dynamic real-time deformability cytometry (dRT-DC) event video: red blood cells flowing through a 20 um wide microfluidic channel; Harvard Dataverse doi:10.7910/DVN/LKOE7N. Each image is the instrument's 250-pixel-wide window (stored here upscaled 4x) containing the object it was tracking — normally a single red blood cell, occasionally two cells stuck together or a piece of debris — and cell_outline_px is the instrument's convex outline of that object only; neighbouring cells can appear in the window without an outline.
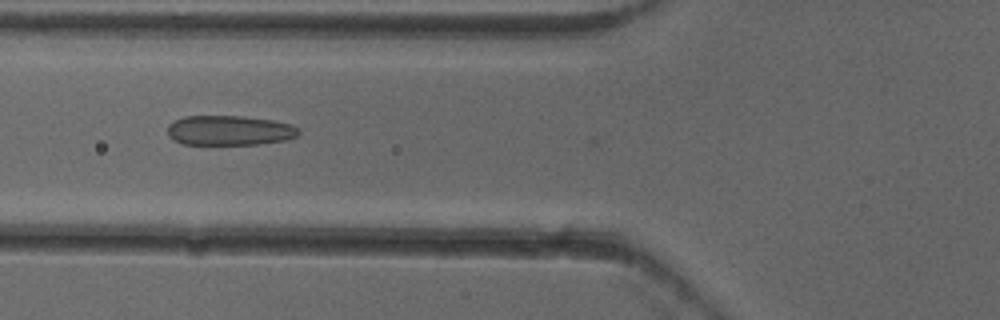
{"species": "common noctule bat (a hibernating species)", "species_latin": "Nyctalus noctula", "temperature_condition": "cold", "stored_images_in_passage": 46, "camera_frame_rate_fps": 3000, "um_per_image_px": 0.085, "animal": {"sex": "female"}, "frame": {"image": 1, "passage_image": 14, "time_ms": 4.333, "image_size_px": [1000, 320], "cell_outline_px": [[300, 132], [296, 136], [288, 140], [260, 144], [184, 144], [168, 136], [168, 124], [184, 116], [240, 116], [272, 120], [292, 124]], "centroid_in_image_um": [19.52, 11.08], "position_along_channel_um": 106.3, "area_um2": 22.72}}
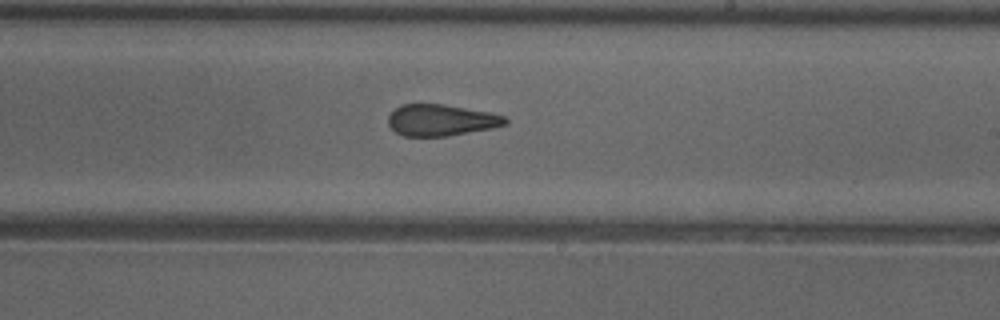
{"frame": {"image": 2, "passage_image": 25, "time_ms": 8.0, "image_size_px": [1000, 320], "cell_outline_px": [[508, 124], [492, 128], [448, 136], [404, 136], [396, 132], [388, 124], [388, 116], [396, 108], [404, 104], [444, 104], [488, 112], [504, 116], [508, 120]], "centroid_in_image_um": [37.5, 10.21], "position_along_channel_um": 251.5, "area_um2": 21.33}}
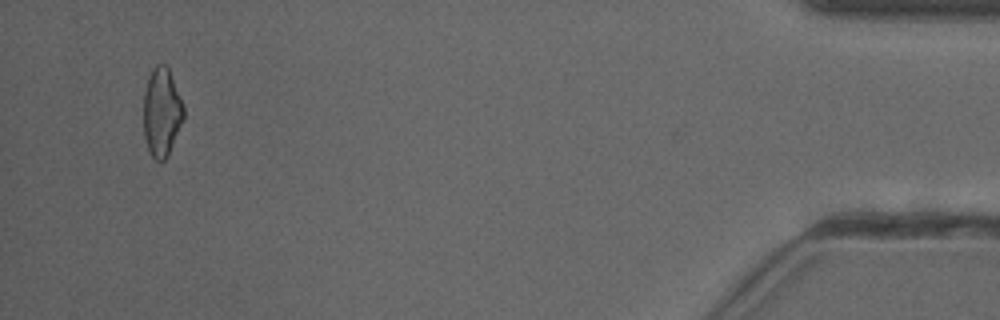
{"frame": {"image": 3, "passage_image": 44, "time_ms": 14.333, "image_size_px": [1000, 320], "cell_outline_px": [[184, 120], [168, 156], [164, 160], [156, 160], [152, 156], [148, 148], [144, 136], [144, 92], [148, 76], [152, 68], [156, 64], [164, 64], [168, 68], [180, 96], [184, 108]], "centroid_in_image_um": [13.75, 9.53], "position_along_channel_um": 421.5, "area_um2": 20.75}, "authors_computed_cell_mechanics": {"area_um2": 22.1374, "velocity_mm_per_s": 3.9439, "shape_relaxation_time_tau1_ms": 10.8027, "shape_relaxation_time_tau2_ms": 1.934, "deformation_change_tau1": 0.1753, "deformation_change_tau2": 0.1016}}